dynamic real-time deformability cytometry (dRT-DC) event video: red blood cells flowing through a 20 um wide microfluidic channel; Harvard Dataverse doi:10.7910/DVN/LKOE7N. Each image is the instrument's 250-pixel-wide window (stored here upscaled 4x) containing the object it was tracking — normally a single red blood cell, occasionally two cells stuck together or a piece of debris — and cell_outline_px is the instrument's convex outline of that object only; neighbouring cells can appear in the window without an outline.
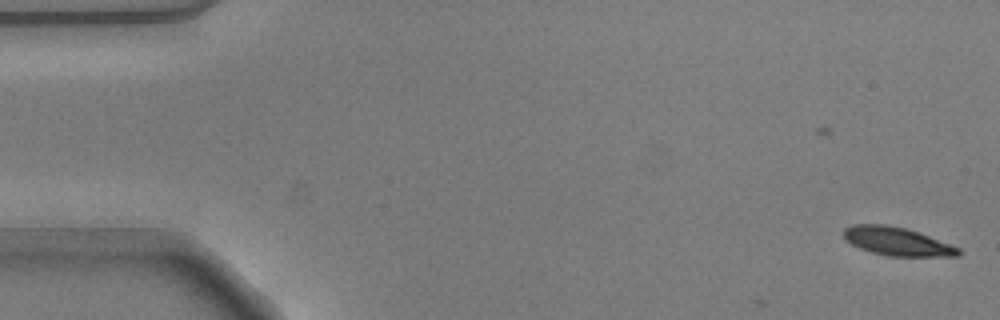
{"species": "common noctule bat (a hibernating species)", "species_latin": "Nyctalus noctula", "temperature_condition": "warm", "stored_images_in_passage": 5, "camera_frame_rate_fps": 3000, "um_per_image_px": 0.085, "animal": {"sex": "male", "body_mass_g": 20.5, "forearm_length_mm": 52.5}, "frame": {"image": 1, "passage_image": 1, "time_ms": 0.0, "image_size_px": [1000, 320], "cell_outline_px": [[960, 256], [888, 256], [872, 252], [860, 248], [844, 240], [844, 228], [852, 224], [888, 224], [908, 228], [920, 232], [960, 248]], "centroid_in_image_um": [76.24, 20.5], "position_along_channel_um": 8.8, "area_um2": 19.13}}